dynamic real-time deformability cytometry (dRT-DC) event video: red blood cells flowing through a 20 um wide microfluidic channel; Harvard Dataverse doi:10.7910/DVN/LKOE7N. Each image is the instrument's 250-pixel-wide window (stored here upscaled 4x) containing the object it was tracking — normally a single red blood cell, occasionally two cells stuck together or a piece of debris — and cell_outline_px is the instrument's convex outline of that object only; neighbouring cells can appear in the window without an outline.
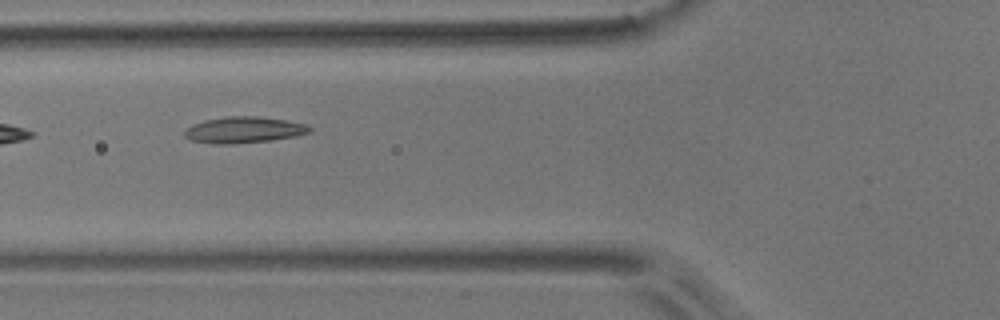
{"species": "common noctule bat (a hibernating species)", "species_latin": "Nyctalus noctula", "temperature_condition": "room temperature", "stored_images_in_passage": 7, "camera_frame_rate_fps": 3000, "um_per_image_px": 0.085, "animal": {"sex": "male", "body_mass_g": 17.9}, "frame": {"image": 1, "passage_image": 5, "time_ms": 1.333, "image_size_px": [1000, 320], "cell_outline_px": [[312, 132], [296, 136], [272, 140], [228, 144], [216, 144], [188, 140], [184, 136], [184, 132], [192, 124], [204, 120], [228, 116], [256, 116], [288, 120], [308, 124], [312, 128]], "centroid_in_image_um": [20.75, 11.04], "position_along_channel_um": 105.0, "area_um2": 19.31}}
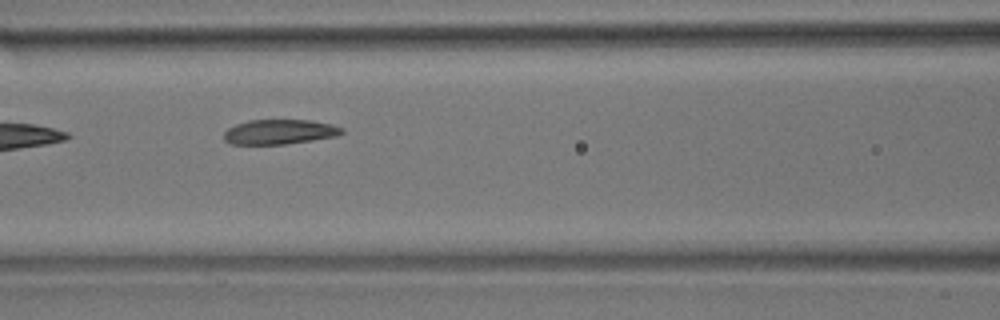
{"frame": {"image": 2, "passage_image": 6, "time_ms": 1.667, "image_size_px": [1000, 320], "cell_outline_px": [[344, 132], [336, 136], [312, 140], [284, 144], [232, 144], [224, 140], [224, 132], [228, 128], [236, 124], [248, 120], [312, 120], [332, 124], [344, 128]], "centroid_in_image_um": [23.77, 11.2], "position_along_channel_um": 142.8, "area_um2": 17.05}}
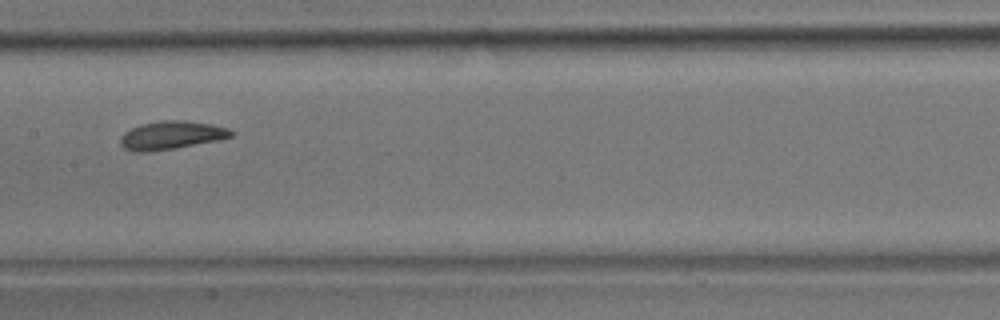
{"frame": {"image": 3, "passage_image": 7, "time_ms": 2.0, "image_size_px": [1000, 320], "cell_outline_px": [[236, 132], [232, 136], [220, 140], [176, 148], [148, 152], [132, 152], [124, 148], [120, 144], [120, 136], [124, 132], [140, 124], [160, 120], [184, 120], [212, 124], [228, 128]], "centroid_in_image_um": [14.57, 11.5], "position_along_channel_um": 192.8, "area_um2": 18.55}}